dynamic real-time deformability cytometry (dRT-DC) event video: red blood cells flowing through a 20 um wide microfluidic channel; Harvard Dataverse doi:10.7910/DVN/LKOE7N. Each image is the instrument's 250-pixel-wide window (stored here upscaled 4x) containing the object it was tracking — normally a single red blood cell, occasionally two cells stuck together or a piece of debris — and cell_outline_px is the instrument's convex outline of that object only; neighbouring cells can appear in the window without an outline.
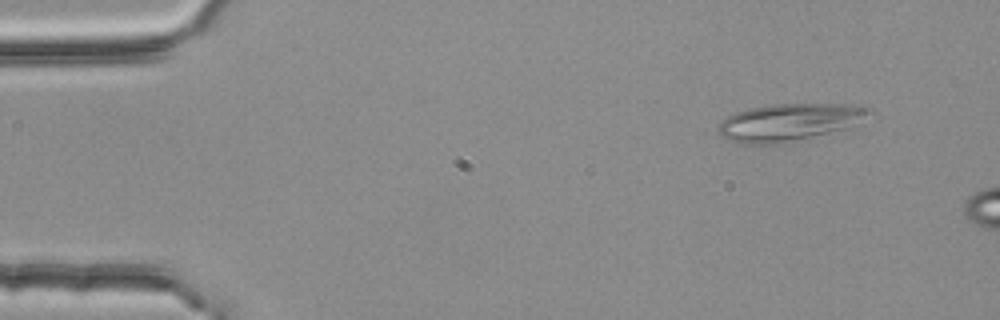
{"species": "common noctule bat (a hibernating species)", "species_latin": "Nyctalus noctula", "temperature_condition": "room temperature", "stored_images_in_passage": 11, "camera_frame_rate_fps": 3000, "um_per_image_px": 0.085, "animal": {"sex": "female", "body_mass_g": 25.1}, "frame": {"image": 1, "passage_image": 5, "time_ms": 1.333, "image_size_px": [1000, 320], "cell_outline_px": [[872, 112], [844, 128], [780, 144], [736, 144], [728, 140], [716, 128], [728, 116], [736, 112], [752, 108], [776, 104], [844, 104], [872, 108]], "centroid_in_image_um": [67.0, 10.39], "position_along_channel_um": 18.0, "area_um2": 31.96}}